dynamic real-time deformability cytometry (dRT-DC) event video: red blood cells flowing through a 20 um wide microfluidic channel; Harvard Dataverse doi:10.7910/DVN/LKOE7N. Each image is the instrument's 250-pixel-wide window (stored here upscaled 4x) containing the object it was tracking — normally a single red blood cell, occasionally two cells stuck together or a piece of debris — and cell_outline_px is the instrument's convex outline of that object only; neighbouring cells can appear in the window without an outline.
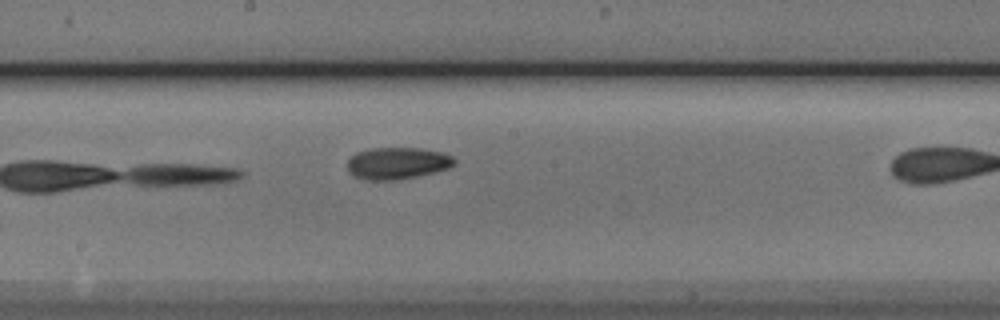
{"species": "Egyptian fruit bat (a non-hibernating species)", "species_latin": "Rousettus aegyptiacus", "temperature_condition": "cold", "stored_images_in_passage": 7, "segment_of_instrument_passage": [1, 2], "camera_frame_rate_fps": 3000, "um_per_image_px": 0.085, "animal": {"sex": "male"}, "frame": {"image": 1, "passage_image": 6, "time_ms": 6.0, "image_size_px": [1000, 320], "cell_outline_px": [[456, 164], [448, 168], [436, 172], [396, 180], [364, 180], [352, 176], [348, 172], [348, 160], [356, 152], [368, 148], [420, 148], [440, 152], [452, 156], [456, 160]], "centroid_in_image_um": [33.75, 13.88], "position_along_channel_um": 214.5, "area_um2": 20.06}}